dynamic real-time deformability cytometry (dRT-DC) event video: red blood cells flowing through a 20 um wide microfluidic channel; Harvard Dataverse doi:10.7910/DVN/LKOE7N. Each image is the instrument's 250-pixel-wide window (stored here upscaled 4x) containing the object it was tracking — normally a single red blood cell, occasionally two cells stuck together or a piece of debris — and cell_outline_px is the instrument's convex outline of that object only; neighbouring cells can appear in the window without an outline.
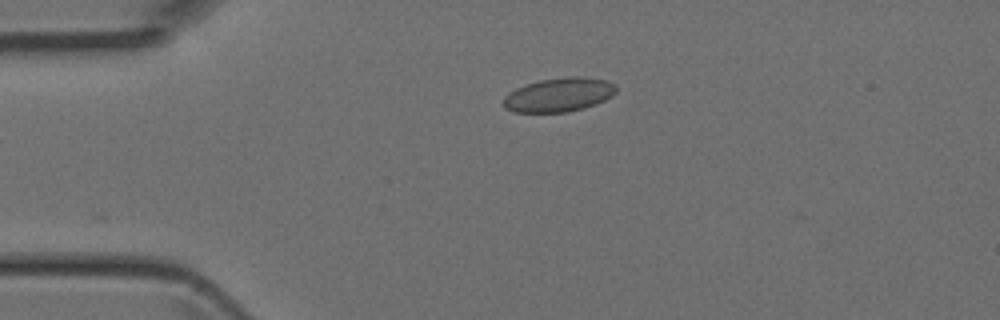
{"species": "Egyptian fruit bat (a non-hibernating species)", "species_latin": "Rousettus aegyptiacus", "temperature_condition": "room temperature", "stored_images_in_passage": 2, "camera_frame_rate_fps": 3000, "um_per_image_px": 0.085, "animal": {"sex": "female"}, "frame": {"image": 1, "passage_image": 2, "time_ms": 0.333, "image_size_px": [1000, 320], "cell_outline_px": [[616, 92], [612, 96], [596, 104], [584, 108], [568, 112], [516, 112], [504, 108], [504, 96], [508, 92], [524, 84], [540, 80], [568, 76], [580, 76], [608, 80], [616, 84]], "centroid_in_image_um": [47.52, 8.04], "position_along_channel_um": 37.5, "area_um2": 22.54}}